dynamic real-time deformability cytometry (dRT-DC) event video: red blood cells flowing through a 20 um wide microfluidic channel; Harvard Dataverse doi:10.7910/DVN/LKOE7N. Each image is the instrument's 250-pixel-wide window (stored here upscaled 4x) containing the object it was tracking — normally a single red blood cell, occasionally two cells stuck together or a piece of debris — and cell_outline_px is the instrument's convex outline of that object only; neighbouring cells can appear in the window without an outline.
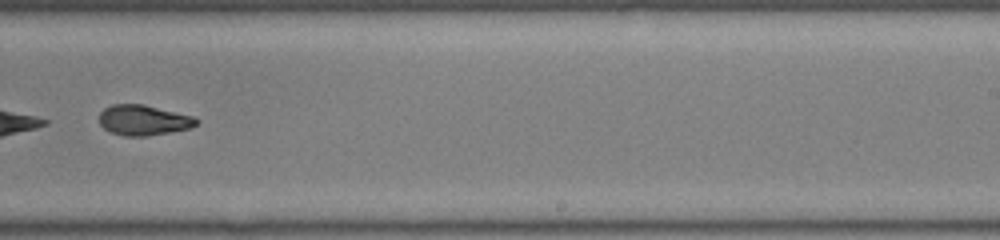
{"species": "common noctule bat (a hibernating species)", "species_latin": "Nyctalus noctula", "temperature_condition": "room temperature", "stored_images_in_passage": 50, "camera_frame_rate_fps": 3000, "um_per_image_px": 0.085, "animal": {"sex": "male", "body_mass_g": 19.0, "forearm_length_mm": 50.8}, "frame": {"image": 1, "passage_image": 32, "time_ms": 10.333, "image_size_px": [1000, 240], "cell_outline_px": [[200, 120], [196, 124], [188, 128], [148, 136], [124, 136], [112, 132], [104, 128], [100, 124], [100, 112], [104, 108], [112, 104], [144, 104], [196, 116]], "centroid_in_image_um": [12.21, 10.2], "position_along_channel_um": 276.8, "area_um2": 17.22}}
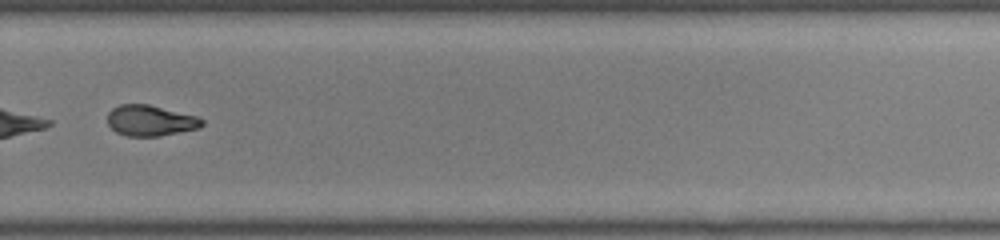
{"frame": {"image": 2, "passage_image": 35, "time_ms": 11.333, "image_size_px": [1000, 240], "cell_outline_px": [[204, 124], [200, 128], [160, 136], [128, 136], [116, 132], [108, 124], [108, 112], [112, 108], [120, 104], [148, 104], [196, 116], [204, 120]], "centroid_in_image_um": [12.78, 10.25], "position_along_channel_um": 317.0, "area_um2": 16.94}}
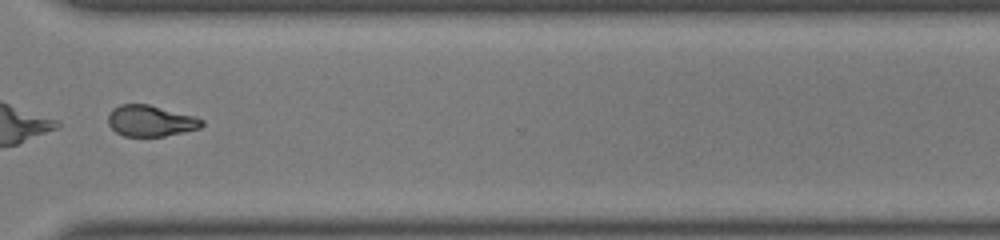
{"frame": {"image": 3, "passage_image": 38, "time_ms": 12.333, "image_size_px": [1000, 240], "cell_outline_px": [[204, 124], [200, 128], [184, 132], [164, 136], [124, 136], [116, 132], [108, 124], [108, 116], [112, 108], [120, 104], [148, 104], [192, 116], [204, 120]], "centroid_in_image_um": [12.77, 10.27], "position_along_channel_um": 357.8, "area_um2": 16.88}}